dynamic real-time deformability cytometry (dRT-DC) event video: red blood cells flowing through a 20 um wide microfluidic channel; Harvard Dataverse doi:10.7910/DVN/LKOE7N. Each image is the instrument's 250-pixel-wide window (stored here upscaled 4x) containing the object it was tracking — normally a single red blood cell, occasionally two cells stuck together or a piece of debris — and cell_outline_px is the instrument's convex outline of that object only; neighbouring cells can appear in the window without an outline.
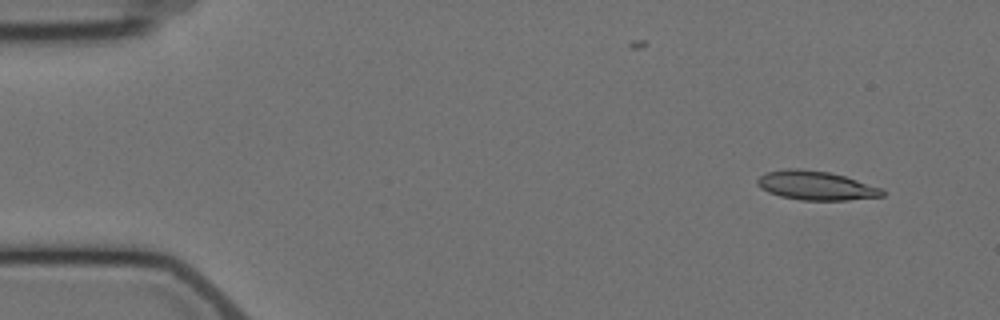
{"species": "Egyptian fruit bat (a non-hibernating species)", "species_latin": "Rousettus aegyptiacus", "temperature_condition": "cold", "stored_images_in_passage": 4, "camera_frame_rate_fps": 3000, "um_per_image_px": 0.085, "animal": {"sex": "female"}, "frame": {"image": 1, "passage_image": 1, "time_ms": 0.0, "image_size_px": [1000, 320], "cell_outline_px": [[884, 196], [848, 200], [800, 200], [780, 196], [768, 192], [760, 188], [756, 184], [756, 180], [760, 176], [768, 172], [788, 168], [800, 168], [828, 172], [844, 176], [880, 188], [884, 192]], "centroid_in_image_um": [69.3, 15.77], "position_along_channel_um": 15.7, "area_um2": 20.98}}